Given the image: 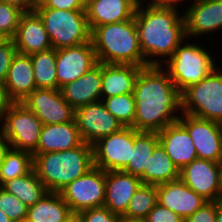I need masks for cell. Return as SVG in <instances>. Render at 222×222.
<instances>
[{
  "instance_id": "cell-23",
  "label": "cell",
  "mask_w": 222,
  "mask_h": 222,
  "mask_svg": "<svg viewBox=\"0 0 222 222\" xmlns=\"http://www.w3.org/2000/svg\"><path fill=\"white\" fill-rule=\"evenodd\" d=\"M81 138L75 119L61 124L43 125L37 150L32 154L60 152L80 146Z\"/></svg>"
},
{
  "instance_id": "cell-36",
  "label": "cell",
  "mask_w": 222,
  "mask_h": 222,
  "mask_svg": "<svg viewBox=\"0 0 222 222\" xmlns=\"http://www.w3.org/2000/svg\"><path fill=\"white\" fill-rule=\"evenodd\" d=\"M78 222H118L119 216L109 211L106 207L86 209L76 216Z\"/></svg>"
},
{
  "instance_id": "cell-49",
  "label": "cell",
  "mask_w": 222,
  "mask_h": 222,
  "mask_svg": "<svg viewBox=\"0 0 222 222\" xmlns=\"http://www.w3.org/2000/svg\"><path fill=\"white\" fill-rule=\"evenodd\" d=\"M8 40L9 38L0 32V46L4 45Z\"/></svg>"
},
{
  "instance_id": "cell-29",
  "label": "cell",
  "mask_w": 222,
  "mask_h": 222,
  "mask_svg": "<svg viewBox=\"0 0 222 222\" xmlns=\"http://www.w3.org/2000/svg\"><path fill=\"white\" fill-rule=\"evenodd\" d=\"M178 179H180V170L159 142L147 162V184L157 186Z\"/></svg>"
},
{
  "instance_id": "cell-16",
  "label": "cell",
  "mask_w": 222,
  "mask_h": 222,
  "mask_svg": "<svg viewBox=\"0 0 222 222\" xmlns=\"http://www.w3.org/2000/svg\"><path fill=\"white\" fill-rule=\"evenodd\" d=\"M188 8L183 14L187 39L222 29V0H196Z\"/></svg>"
},
{
  "instance_id": "cell-35",
  "label": "cell",
  "mask_w": 222,
  "mask_h": 222,
  "mask_svg": "<svg viewBox=\"0 0 222 222\" xmlns=\"http://www.w3.org/2000/svg\"><path fill=\"white\" fill-rule=\"evenodd\" d=\"M0 209L14 222H25L28 206L0 187Z\"/></svg>"
},
{
  "instance_id": "cell-43",
  "label": "cell",
  "mask_w": 222,
  "mask_h": 222,
  "mask_svg": "<svg viewBox=\"0 0 222 222\" xmlns=\"http://www.w3.org/2000/svg\"><path fill=\"white\" fill-rule=\"evenodd\" d=\"M183 2L184 0H153L150 5L160 9H172L176 11L178 10L177 5L179 2ZM196 0H191V4H193Z\"/></svg>"
},
{
  "instance_id": "cell-38",
  "label": "cell",
  "mask_w": 222,
  "mask_h": 222,
  "mask_svg": "<svg viewBox=\"0 0 222 222\" xmlns=\"http://www.w3.org/2000/svg\"><path fill=\"white\" fill-rule=\"evenodd\" d=\"M87 0H40L36 8L86 10Z\"/></svg>"
},
{
  "instance_id": "cell-12",
  "label": "cell",
  "mask_w": 222,
  "mask_h": 222,
  "mask_svg": "<svg viewBox=\"0 0 222 222\" xmlns=\"http://www.w3.org/2000/svg\"><path fill=\"white\" fill-rule=\"evenodd\" d=\"M43 125L74 120L75 109L63 98L59 89L36 88L21 101Z\"/></svg>"
},
{
  "instance_id": "cell-46",
  "label": "cell",
  "mask_w": 222,
  "mask_h": 222,
  "mask_svg": "<svg viewBox=\"0 0 222 222\" xmlns=\"http://www.w3.org/2000/svg\"><path fill=\"white\" fill-rule=\"evenodd\" d=\"M216 222H222V200L216 201Z\"/></svg>"
},
{
  "instance_id": "cell-8",
  "label": "cell",
  "mask_w": 222,
  "mask_h": 222,
  "mask_svg": "<svg viewBox=\"0 0 222 222\" xmlns=\"http://www.w3.org/2000/svg\"><path fill=\"white\" fill-rule=\"evenodd\" d=\"M0 133L10 148L33 154L37 150L41 120L21 102H13L0 121Z\"/></svg>"
},
{
  "instance_id": "cell-48",
  "label": "cell",
  "mask_w": 222,
  "mask_h": 222,
  "mask_svg": "<svg viewBox=\"0 0 222 222\" xmlns=\"http://www.w3.org/2000/svg\"><path fill=\"white\" fill-rule=\"evenodd\" d=\"M0 222H14L0 209Z\"/></svg>"
},
{
  "instance_id": "cell-20",
  "label": "cell",
  "mask_w": 222,
  "mask_h": 222,
  "mask_svg": "<svg viewBox=\"0 0 222 222\" xmlns=\"http://www.w3.org/2000/svg\"><path fill=\"white\" fill-rule=\"evenodd\" d=\"M157 134L160 144L179 170L198 158L187 129L179 121L167 125Z\"/></svg>"
},
{
  "instance_id": "cell-14",
  "label": "cell",
  "mask_w": 222,
  "mask_h": 222,
  "mask_svg": "<svg viewBox=\"0 0 222 222\" xmlns=\"http://www.w3.org/2000/svg\"><path fill=\"white\" fill-rule=\"evenodd\" d=\"M92 42L56 50V76L59 90L76 81L97 64Z\"/></svg>"
},
{
  "instance_id": "cell-40",
  "label": "cell",
  "mask_w": 222,
  "mask_h": 222,
  "mask_svg": "<svg viewBox=\"0 0 222 222\" xmlns=\"http://www.w3.org/2000/svg\"><path fill=\"white\" fill-rule=\"evenodd\" d=\"M184 222H216V201H208Z\"/></svg>"
},
{
  "instance_id": "cell-26",
  "label": "cell",
  "mask_w": 222,
  "mask_h": 222,
  "mask_svg": "<svg viewBox=\"0 0 222 222\" xmlns=\"http://www.w3.org/2000/svg\"><path fill=\"white\" fill-rule=\"evenodd\" d=\"M75 215L59 192H47L28 207L25 222H70Z\"/></svg>"
},
{
  "instance_id": "cell-27",
  "label": "cell",
  "mask_w": 222,
  "mask_h": 222,
  "mask_svg": "<svg viewBox=\"0 0 222 222\" xmlns=\"http://www.w3.org/2000/svg\"><path fill=\"white\" fill-rule=\"evenodd\" d=\"M158 143L157 132L136 131L134 129V149L130 162L123 171L139 177L143 184H147V162Z\"/></svg>"
},
{
  "instance_id": "cell-9",
  "label": "cell",
  "mask_w": 222,
  "mask_h": 222,
  "mask_svg": "<svg viewBox=\"0 0 222 222\" xmlns=\"http://www.w3.org/2000/svg\"><path fill=\"white\" fill-rule=\"evenodd\" d=\"M59 193L75 216L86 209L103 207L105 202V171L93 166Z\"/></svg>"
},
{
  "instance_id": "cell-32",
  "label": "cell",
  "mask_w": 222,
  "mask_h": 222,
  "mask_svg": "<svg viewBox=\"0 0 222 222\" xmlns=\"http://www.w3.org/2000/svg\"><path fill=\"white\" fill-rule=\"evenodd\" d=\"M101 101L123 127L133 126L136 110L133 93L101 98Z\"/></svg>"
},
{
  "instance_id": "cell-31",
  "label": "cell",
  "mask_w": 222,
  "mask_h": 222,
  "mask_svg": "<svg viewBox=\"0 0 222 222\" xmlns=\"http://www.w3.org/2000/svg\"><path fill=\"white\" fill-rule=\"evenodd\" d=\"M33 169V156L30 152L10 148L0 164V186L11 179L25 176Z\"/></svg>"
},
{
  "instance_id": "cell-22",
  "label": "cell",
  "mask_w": 222,
  "mask_h": 222,
  "mask_svg": "<svg viewBox=\"0 0 222 222\" xmlns=\"http://www.w3.org/2000/svg\"><path fill=\"white\" fill-rule=\"evenodd\" d=\"M136 8L134 0H87L85 12L92 30L96 26L133 19Z\"/></svg>"
},
{
  "instance_id": "cell-47",
  "label": "cell",
  "mask_w": 222,
  "mask_h": 222,
  "mask_svg": "<svg viewBox=\"0 0 222 222\" xmlns=\"http://www.w3.org/2000/svg\"><path fill=\"white\" fill-rule=\"evenodd\" d=\"M219 167V183H220V192L222 195V159L218 162Z\"/></svg>"
},
{
  "instance_id": "cell-19",
  "label": "cell",
  "mask_w": 222,
  "mask_h": 222,
  "mask_svg": "<svg viewBox=\"0 0 222 222\" xmlns=\"http://www.w3.org/2000/svg\"><path fill=\"white\" fill-rule=\"evenodd\" d=\"M17 53L31 55L52 49L42 19L34 12H25L20 19L16 35L12 39Z\"/></svg>"
},
{
  "instance_id": "cell-11",
  "label": "cell",
  "mask_w": 222,
  "mask_h": 222,
  "mask_svg": "<svg viewBox=\"0 0 222 222\" xmlns=\"http://www.w3.org/2000/svg\"><path fill=\"white\" fill-rule=\"evenodd\" d=\"M188 131L199 159H222V124L183 113L178 120Z\"/></svg>"
},
{
  "instance_id": "cell-45",
  "label": "cell",
  "mask_w": 222,
  "mask_h": 222,
  "mask_svg": "<svg viewBox=\"0 0 222 222\" xmlns=\"http://www.w3.org/2000/svg\"><path fill=\"white\" fill-rule=\"evenodd\" d=\"M118 222H148L146 218L119 216Z\"/></svg>"
},
{
  "instance_id": "cell-6",
  "label": "cell",
  "mask_w": 222,
  "mask_h": 222,
  "mask_svg": "<svg viewBox=\"0 0 222 222\" xmlns=\"http://www.w3.org/2000/svg\"><path fill=\"white\" fill-rule=\"evenodd\" d=\"M53 49L58 50L91 41L85 10L36 8Z\"/></svg>"
},
{
  "instance_id": "cell-17",
  "label": "cell",
  "mask_w": 222,
  "mask_h": 222,
  "mask_svg": "<svg viewBox=\"0 0 222 222\" xmlns=\"http://www.w3.org/2000/svg\"><path fill=\"white\" fill-rule=\"evenodd\" d=\"M142 180L123 170L105 171V202L112 213L122 216L135 192L142 185Z\"/></svg>"
},
{
  "instance_id": "cell-18",
  "label": "cell",
  "mask_w": 222,
  "mask_h": 222,
  "mask_svg": "<svg viewBox=\"0 0 222 222\" xmlns=\"http://www.w3.org/2000/svg\"><path fill=\"white\" fill-rule=\"evenodd\" d=\"M156 189L158 203L184 220L208 202L180 179L157 185Z\"/></svg>"
},
{
  "instance_id": "cell-33",
  "label": "cell",
  "mask_w": 222,
  "mask_h": 222,
  "mask_svg": "<svg viewBox=\"0 0 222 222\" xmlns=\"http://www.w3.org/2000/svg\"><path fill=\"white\" fill-rule=\"evenodd\" d=\"M157 203L156 186L142 184L129 201L128 209L124 216L146 218Z\"/></svg>"
},
{
  "instance_id": "cell-44",
  "label": "cell",
  "mask_w": 222,
  "mask_h": 222,
  "mask_svg": "<svg viewBox=\"0 0 222 222\" xmlns=\"http://www.w3.org/2000/svg\"><path fill=\"white\" fill-rule=\"evenodd\" d=\"M10 149L8 140L0 133V164L4 160L6 152Z\"/></svg>"
},
{
  "instance_id": "cell-39",
  "label": "cell",
  "mask_w": 222,
  "mask_h": 222,
  "mask_svg": "<svg viewBox=\"0 0 222 222\" xmlns=\"http://www.w3.org/2000/svg\"><path fill=\"white\" fill-rule=\"evenodd\" d=\"M148 222H184V219L172 210L157 203L146 217Z\"/></svg>"
},
{
  "instance_id": "cell-5",
  "label": "cell",
  "mask_w": 222,
  "mask_h": 222,
  "mask_svg": "<svg viewBox=\"0 0 222 222\" xmlns=\"http://www.w3.org/2000/svg\"><path fill=\"white\" fill-rule=\"evenodd\" d=\"M185 41L188 42L183 40L174 54L165 61V65H161L176 88L181 91L204 79L217 66L216 59L211 56L208 49L198 43Z\"/></svg>"
},
{
  "instance_id": "cell-10",
  "label": "cell",
  "mask_w": 222,
  "mask_h": 222,
  "mask_svg": "<svg viewBox=\"0 0 222 222\" xmlns=\"http://www.w3.org/2000/svg\"><path fill=\"white\" fill-rule=\"evenodd\" d=\"M93 165L104 170H123L134 149V128L123 127L93 145Z\"/></svg>"
},
{
  "instance_id": "cell-42",
  "label": "cell",
  "mask_w": 222,
  "mask_h": 222,
  "mask_svg": "<svg viewBox=\"0 0 222 222\" xmlns=\"http://www.w3.org/2000/svg\"><path fill=\"white\" fill-rule=\"evenodd\" d=\"M13 101L9 98L4 82L0 81V121L3 119L5 112Z\"/></svg>"
},
{
  "instance_id": "cell-1",
  "label": "cell",
  "mask_w": 222,
  "mask_h": 222,
  "mask_svg": "<svg viewBox=\"0 0 222 222\" xmlns=\"http://www.w3.org/2000/svg\"><path fill=\"white\" fill-rule=\"evenodd\" d=\"M133 94L136 110L132 128L136 131L159 132L183 114L182 91L161 65L140 69Z\"/></svg>"
},
{
  "instance_id": "cell-3",
  "label": "cell",
  "mask_w": 222,
  "mask_h": 222,
  "mask_svg": "<svg viewBox=\"0 0 222 222\" xmlns=\"http://www.w3.org/2000/svg\"><path fill=\"white\" fill-rule=\"evenodd\" d=\"M91 42L98 63L149 66L140 49L134 18L94 27Z\"/></svg>"
},
{
  "instance_id": "cell-34",
  "label": "cell",
  "mask_w": 222,
  "mask_h": 222,
  "mask_svg": "<svg viewBox=\"0 0 222 222\" xmlns=\"http://www.w3.org/2000/svg\"><path fill=\"white\" fill-rule=\"evenodd\" d=\"M24 13L18 7L0 1V32L9 39H13Z\"/></svg>"
},
{
  "instance_id": "cell-28",
  "label": "cell",
  "mask_w": 222,
  "mask_h": 222,
  "mask_svg": "<svg viewBox=\"0 0 222 222\" xmlns=\"http://www.w3.org/2000/svg\"><path fill=\"white\" fill-rule=\"evenodd\" d=\"M0 187L8 193L15 195L28 207L36 204L48 192L34 169L25 176L4 182Z\"/></svg>"
},
{
  "instance_id": "cell-37",
  "label": "cell",
  "mask_w": 222,
  "mask_h": 222,
  "mask_svg": "<svg viewBox=\"0 0 222 222\" xmlns=\"http://www.w3.org/2000/svg\"><path fill=\"white\" fill-rule=\"evenodd\" d=\"M17 50L15 48L14 41L9 39L4 45L0 46V81L4 82L8 70L11 66L13 57L16 55Z\"/></svg>"
},
{
  "instance_id": "cell-15",
  "label": "cell",
  "mask_w": 222,
  "mask_h": 222,
  "mask_svg": "<svg viewBox=\"0 0 222 222\" xmlns=\"http://www.w3.org/2000/svg\"><path fill=\"white\" fill-rule=\"evenodd\" d=\"M180 180L207 201H221L218 163L196 158L180 170Z\"/></svg>"
},
{
  "instance_id": "cell-7",
  "label": "cell",
  "mask_w": 222,
  "mask_h": 222,
  "mask_svg": "<svg viewBox=\"0 0 222 222\" xmlns=\"http://www.w3.org/2000/svg\"><path fill=\"white\" fill-rule=\"evenodd\" d=\"M183 113L222 124V70L216 67L208 76L182 91Z\"/></svg>"
},
{
  "instance_id": "cell-24",
  "label": "cell",
  "mask_w": 222,
  "mask_h": 222,
  "mask_svg": "<svg viewBox=\"0 0 222 222\" xmlns=\"http://www.w3.org/2000/svg\"><path fill=\"white\" fill-rule=\"evenodd\" d=\"M4 85L9 98L13 102H21L36 89L30 55L16 53L12 59Z\"/></svg>"
},
{
  "instance_id": "cell-41",
  "label": "cell",
  "mask_w": 222,
  "mask_h": 222,
  "mask_svg": "<svg viewBox=\"0 0 222 222\" xmlns=\"http://www.w3.org/2000/svg\"><path fill=\"white\" fill-rule=\"evenodd\" d=\"M21 9L23 12H34L40 0H0Z\"/></svg>"
},
{
  "instance_id": "cell-13",
  "label": "cell",
  "mask_w": 222,
  "mask_h": 222,
  "mask_svg": "<svg viewBox=\"0 0 222 222\" xmlns=\"http://www.w3.org/2000/svg\"><path fill=\"white\" fill-rule=\"evenodd\" d=\"M74 119L82 140L90 145L123 128L102 101L76 108Z\"/></svg>"
},
{
  "instance_id": "cell-30",
  "label": "cell",
  "mask_w": 222,
  "mask_h": 222,
  "mask_svg": "<svg viewBox=\"0 0 222 222\" xmlns=\"http://www.w3.org/2000/svg\"><path fill=\"white\" fill-rule=\"evenodd\" d=\"M30 56L36 88L59 89L56 76V50L52 48Z\"/></svg>"
},
{
  "instance_id": "cell-51",
  "label": "cell",
  "mask_w": 222,
  "mask_h": 222,
  "mask_svg": "<svg viewBox=\"0 0 222 222\" xmlns=\"http://www.w3.org/2000/svg\"><path fill=\"white\" fill-rule=\"evenodd\" d=\"M70 222H78L76 217H74Z\"/></svg>"
},
{
  "instance_id": "cell-4",
  "label": "cell",
  "mask_w": 222,
  "mask_h": 222,
  "mask_svg": "<svg viewBox=\"0 0 222 222\" xmlns=\"http://www.w3.org/2000/svg\"><path fill=\"white\" fill-rule=\"evenodd\" d=\"M93 166V146L85 142L70 150L33 157V169L48 192H61Z\"/></svg>"
},
{
  "instance_id": "cell-50",
  "label": "cell",
  "mask_w": 222,
  "mask_h": 222,
  "mask_svg": "<svg viewBox=\"0 0 222 222\" xmlns=\"http://www.w3.org/2000/svg\"><path fill=\"white\" fill-rule=\"evenodd\" d=\"M146 1V0H145ZM145 1L143 0H134V2L137 4V5H142L145 3ZM153 0H149L148 4H150Z\"/></svg>"
},
{
  "instance_id": "cell-21",
  "label": "cell",
  "mask_w": 222,
  "mask_h": 222,
  "mask_svg": "<svg viewBox=\"0 0 222 222\" xmlns=\"http://www.w3.org/2000/svg\"><path fill=\"white\" fill-rule=\"evenodd\" d=\"M102 63H97L76 81L60 88L63 98L74 109L101 101Z\"/></svg>"
},
{
  "instance_id": "cell-25",
  "label": "cell",
  "mask_w": 222,
  "mask_h": 222,
  "mask_svg": "<svg viewBox=\"0 0 222 222\" xmlns=\"http://www.w3.org/2000/svg\"><path fill=\"white\" fill-rule=\"evenodd\" d=\"M141 68L134 65L102 63L101 98L133 93Z\"/></svg>"
},
{
  "instance_id": "cell-2",
  "label": "cell",
  "mask_w": 222,
  "mask_h": 222,
  "mask_svg": "<svg viewBox=\"0 0 222 222\" xmlns=\"http://www.w3.org/2000/svg\"><path fill=\"white\" fill-rule=\"evenodd\" d=\"M147 2L137 5L134 15L139 45L146 63L160 66L187 39L184 16L179 13L185 11L160 9Z\"/></svg>"
}]
</instances>
